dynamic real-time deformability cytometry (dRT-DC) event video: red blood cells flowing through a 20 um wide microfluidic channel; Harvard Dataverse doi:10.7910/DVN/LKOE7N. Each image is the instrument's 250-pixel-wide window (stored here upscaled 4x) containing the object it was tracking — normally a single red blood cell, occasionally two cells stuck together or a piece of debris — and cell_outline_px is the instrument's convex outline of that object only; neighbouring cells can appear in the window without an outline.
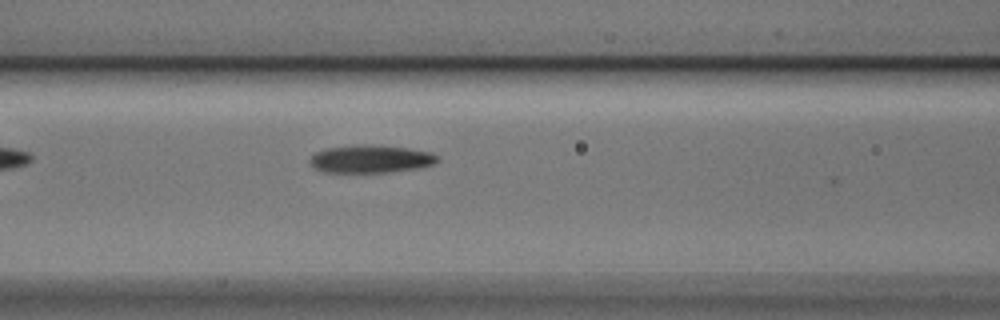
{"species": "Egyptian fruit bat (a non-hibernating species)", "species_latin": "Rousettus aegyptiacus", "temperature_condition": "cold", "stored_images_in_passage": 4, "camera_frame_rate_fps": 3000, "um_per_image_px": 0.085, "animal": {"sex": "male"}, "frame": {"image": 1, "passage_image": 4, "time_ms": 1.0, "image_size_px": [1000, 320], "cell_outline_px": [[440, 160], [436, 164], [420, 168], [388, 172], [324, 172], [316, 168], [308, 160], [316, 152], [328, 148], [364, 144], [368, 144], [408, 148], [432, 152], [440, 156]], "centroid_in_image_um": [31.6, 13.51], "position_along_channel_um": 135.0, "area_um2": 20.75}}